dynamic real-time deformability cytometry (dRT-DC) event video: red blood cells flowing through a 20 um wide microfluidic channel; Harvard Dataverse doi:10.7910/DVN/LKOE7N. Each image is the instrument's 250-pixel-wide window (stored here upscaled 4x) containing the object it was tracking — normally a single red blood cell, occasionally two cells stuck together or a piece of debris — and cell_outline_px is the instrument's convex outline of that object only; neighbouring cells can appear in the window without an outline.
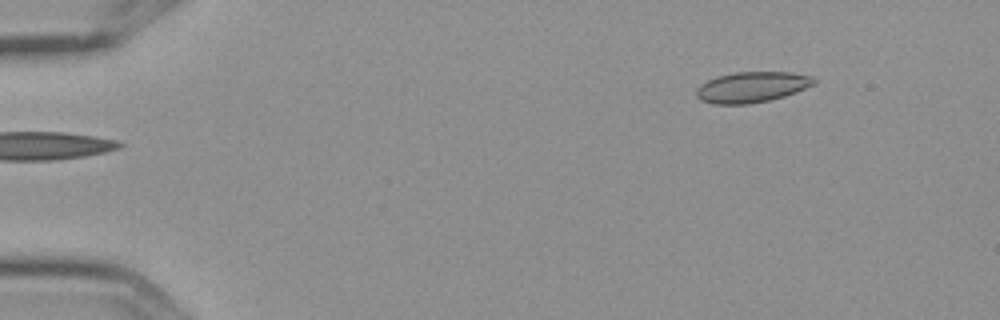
{"species": "Egyptian fruit bat (a non-hibernating species)", "species_latin": "Rousettus aegyptiacus", "temperature_condition": "cold", "stored_images_in_passage": 3, "camera_frame_rate_fps": 3000, "um_per_image_px": 0.085, "frame": {"image": 1, "passage_image": 3, "time_ms": 0.667, "image_size_px": [1000, 320], "cell_outline_px": [[816, 84], [784, 96], [768, 100], [748, 104], [712, 104], [700, 100], [696, 96], [696, 88], [700, 84], [716, 76], [736, 72], [792, 72], [812, 76], [816, 80]], "centroid_in_image_um": [63.89, 7.4], "position_along_channel_um": 21.1, "area_um2": 21.1}}